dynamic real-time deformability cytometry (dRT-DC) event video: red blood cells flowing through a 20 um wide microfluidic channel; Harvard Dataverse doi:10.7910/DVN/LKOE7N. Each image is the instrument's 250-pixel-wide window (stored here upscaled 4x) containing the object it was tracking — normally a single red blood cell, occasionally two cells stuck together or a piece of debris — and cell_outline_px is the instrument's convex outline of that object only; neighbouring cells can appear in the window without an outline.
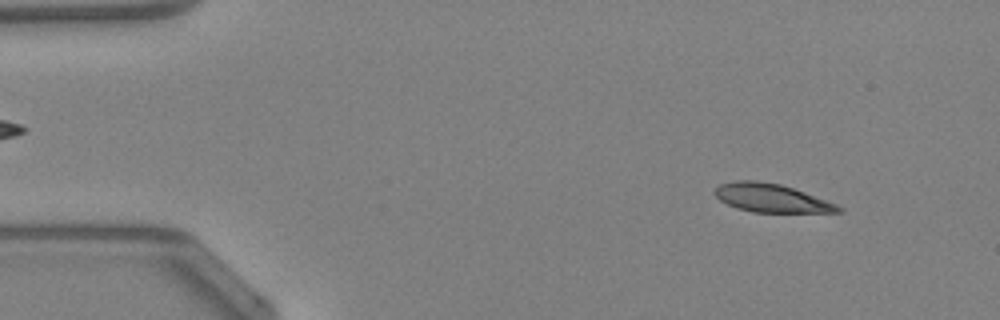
{"species": "Egyptian fruit bat (a non-hibernating species)", "species_latin": "Rousettus aegyptiacus", "temperature_condition": "warm", "stored_images_in_passage": 47, "camera_frame_rate_fps": 3000, "um_per_image_px": 0.085, "animal": {"sex": "female"}, "frame": {"image": 1, "passage_image": 5, "time_ms": 1.333, "image_size_px": [1000, 320], "cell_outline_px": [[844, 212], [752, 212], [736, 208], [720, 200], [712, 192], [720, 184], [736, 180], [756, 180], [780, 184], [804, 192], [836, 204], [844, 208]], "centroid_in_image_um": [65.54, 16.83], "position_along_channel_um": 19.5, "area_um2": 20.35}}
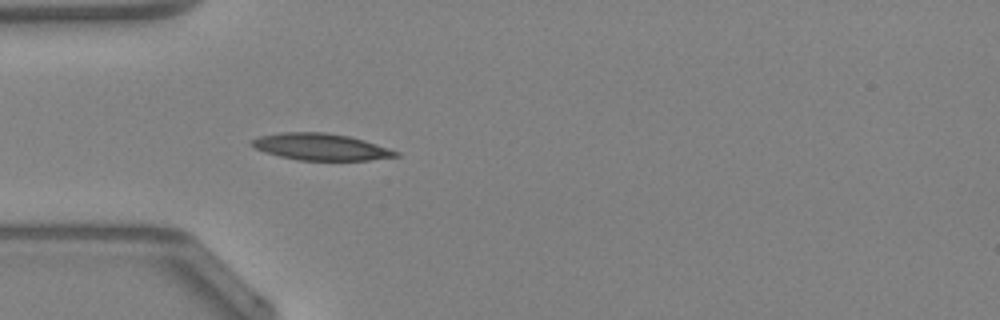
{"frame": {"image": 2, "passage_image": 14, "time_ms": 4.333, "image_size_px": [1000, 320], "cell_outline_px": [[400, 156], [368, 160], [300, 160], [280, 156], [264, 152], [256, 148], [252, 144], [252, 140], [260, 136], [280, 132], [324, 132], [348, 136], [364, 140], [400, 152]], "centroid_in_image_um": [27.29, 12.48], "position_along_channel_um": 57.7, "area_um2": 22.2}}
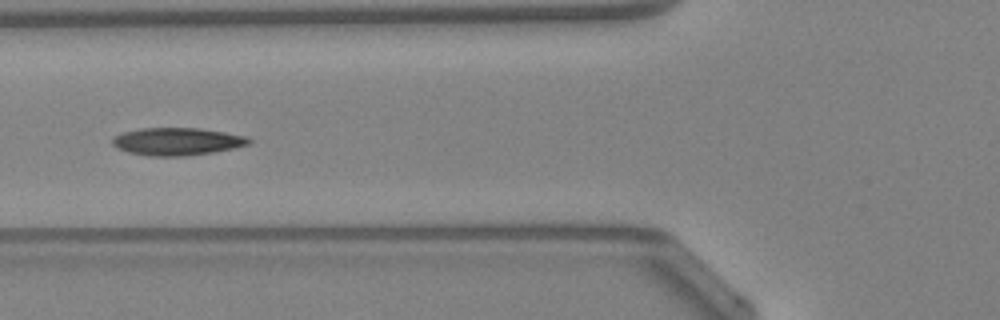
{"frame": {"image": 3, "passage_image": 18, "time_ms": 5.667, "image_size_px": [1000, 320], "cell_outline_px": [[252, 140], [248, 144], [236, 148], [212, 152], [184, 156], [148, 156], [128, 152], [116, 148], [112, 144], [112, 140], [116, 136], [124, 132], [140, 128], [200, 128], [248, 136]], "centroid_in_image_um": [15.07, 12.03], "position_along_channel_um": 110.7, "area_um2": 21.96}, "authors_computed_cell_mechanics": {"area_um2": 21.1548, "velocity_mm_per_s": 4.286, "shape_relaxation_time_tau1_ms": 3.9298, "shape_relaxation_time_tau2_ms": 2.3654, "deformation_change_tau1": 0.1562, "deformation_change_tau2": 0.079}}